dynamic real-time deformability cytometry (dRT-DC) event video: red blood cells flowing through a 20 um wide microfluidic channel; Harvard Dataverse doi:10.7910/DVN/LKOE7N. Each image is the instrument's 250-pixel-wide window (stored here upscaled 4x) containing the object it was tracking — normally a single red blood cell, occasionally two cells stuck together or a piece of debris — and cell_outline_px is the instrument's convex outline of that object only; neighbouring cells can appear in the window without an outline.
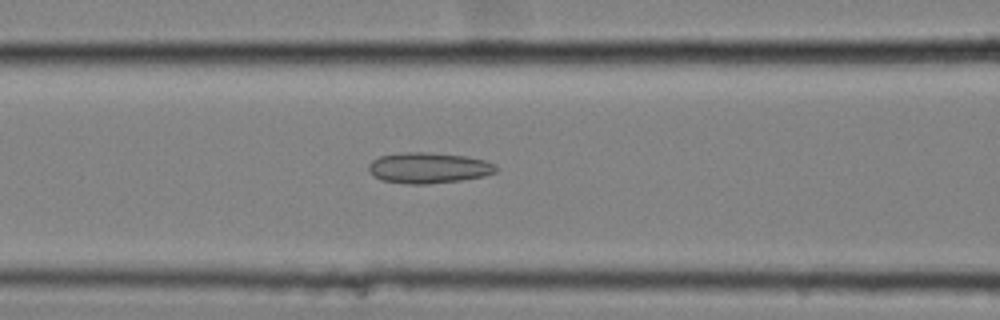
{"species": "common noctule bat (a hibernating species)", "species_latin": "Nyctalus noctula", "temperature_condition": "cold", "stored_images_in_passage": 38, "camera_frame_rate_fps": 3000, "um_per_image_px": 0.085, "animal": {"sex": "female", "body_mass_g": 25.1}, "frame": {"image": 1, "passage_image": 10, "time_ms": 3.0, "image_size_px": [1000, 320], "cell_outline_px": [[500, 168], [496, 172], [484, 176], [460, 180], [428, 184], [408, 184], [384, 180], [376, 176], [368, 168], [368, 164], [372, 160], [380, 156], [408, 152], [424, 152], [464, 156], [484, 160], [496, 164]], "centroid_in_image_um": [36.48, 14.27], "position_along_channel_um": 130.1, "area_um2": 22.6}}
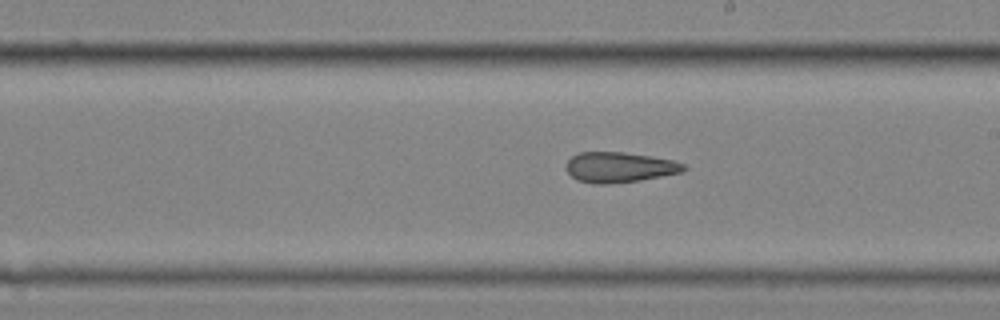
{"frame": {"image": 2, "passage_image": 19, "time_ms": 6.0, "image_size_px": [1000, 320], "cell_outline_px": [[688, 168], [684, 172], [640, 180], [608, 184], [592, 184], [576, 180], [564, 168], [568, 160], [572, 156], [580, 152], [624, 152], [652, 156], [672, 160], [684, 164]], "centroid_in_image_um": [52.65, 14.22], "position_along_channel_um": 236.4, "area_um2": 20.98}}
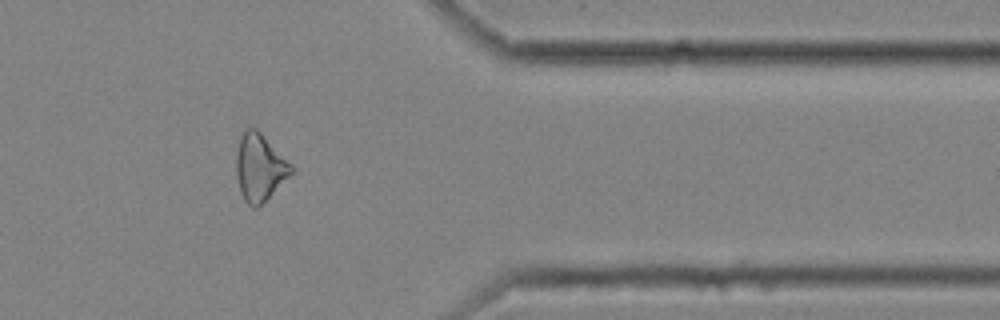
{"frame": {"image": 3, "passage_image": 33, "time_ms": 10.667, "image_size_px": [1000, 320], "cell_outline_px": [[292, 172], [256, 208], [252, 208], [244, 200], [240, 192], [236, 176], [236, 156], [240, 136], [248, 128], [256, 128], [292, 164]], "centroid_in_image_um": [22.03, 14.22], "position_along_channel_um": 389.4, "area_um2": 20.98}}